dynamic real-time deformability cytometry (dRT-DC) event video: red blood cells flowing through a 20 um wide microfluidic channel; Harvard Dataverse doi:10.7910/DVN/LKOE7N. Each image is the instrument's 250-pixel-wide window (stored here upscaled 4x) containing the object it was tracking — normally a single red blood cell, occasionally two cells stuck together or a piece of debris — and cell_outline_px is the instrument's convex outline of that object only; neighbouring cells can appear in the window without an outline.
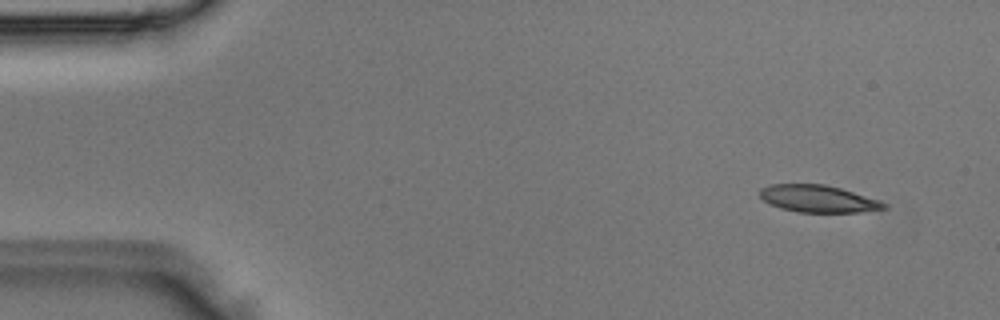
{"species": "Egyptian fruit bat (a non-hibernating species)", "species_latin": "Rousettus aegyptiacus", "temperature_condition": "room temperature", "stored_images_in_passage": 3, "camera_frame_rate_fps": 3000, "um_per_image_px": 0.085, "animal": {"sex": "male"}, "frame": {"image": 1, "passage_image": 1, "time_ms": 0.0, "image_size_px": [1000, 320], "cell_outline_px": [[888, 208], [860, 212], [796, 212], [780, 208], [768, 204], [760, 196], [760, 188], [768, 184], [824, 184], [840, 188], [880, 200], [888, 204]], "centroid_in_image_um": [69.53, 16.89], "position_along_channel_um": 15.5, "area_um2": 19.77}}